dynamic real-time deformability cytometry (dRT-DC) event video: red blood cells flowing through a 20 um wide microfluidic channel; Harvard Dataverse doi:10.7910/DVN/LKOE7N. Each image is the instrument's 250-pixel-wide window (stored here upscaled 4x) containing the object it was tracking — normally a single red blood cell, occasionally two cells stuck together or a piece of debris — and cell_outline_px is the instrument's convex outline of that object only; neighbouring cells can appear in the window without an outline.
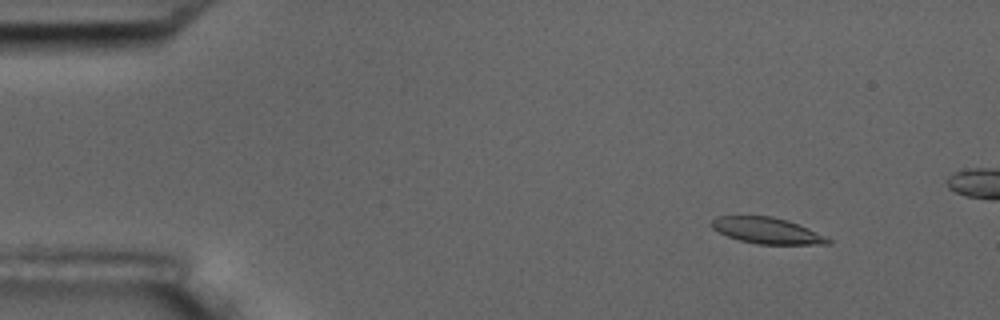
{"species": "common noctule bat (a hibernating species)", "species_latin": "Nyctalus noctula", "temperature_condition": "room temperature", "stored_images_in_passage": 5, "camera_frame_rate_fps": 3000, "um_per_image_px": 0.085, "animal": {"sex": "male", "body_mass_g": 17.5, "forearm_length_mm": 52.3}, "frame": {"image": 1, "passage_image": 1, "time_ms": 0.0, "image_size_px": [1000, 320], "cell_outline_px": [[832, 244], [756, 244], [740, 240], [728, 236], [712, 228], [708, 224], [716, 216], [772, 216], [788, 220], [824, 236], [832, 240]], "centroid_in_image_um": [65.15, 19.6], "position_along_channel_um": 19.8, "area_um2": 17.57}}